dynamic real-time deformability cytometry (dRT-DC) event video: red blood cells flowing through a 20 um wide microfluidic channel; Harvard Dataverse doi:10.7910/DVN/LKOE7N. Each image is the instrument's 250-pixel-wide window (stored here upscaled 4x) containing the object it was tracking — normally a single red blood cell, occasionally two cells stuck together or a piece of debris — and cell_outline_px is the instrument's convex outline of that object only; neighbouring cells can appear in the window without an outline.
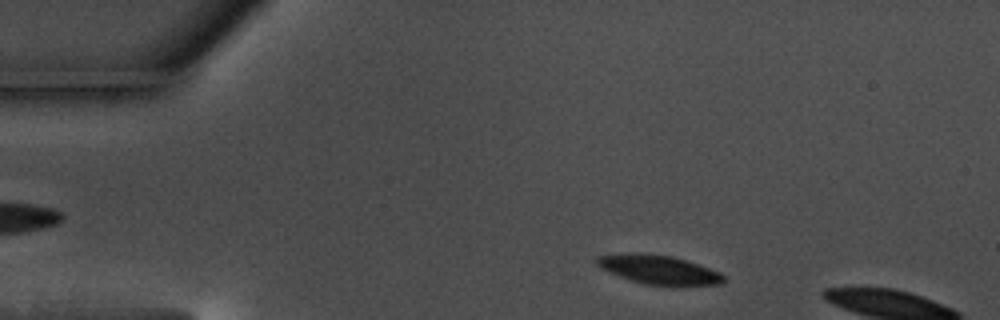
{"species": "common noctule bat (a hibernating species)", "species_latin": "Nyctalus noctula", "temperature_condition": "warm", "stored_images_in_passage": 9, "camera_frame_rate_fps": 3000, "um_per_image_px": 0.085, "animal": {"sex": "male", "body_mass_g": 17.5, "forearm_length_mm": 52.3}, "frame": {"image": 1, "passage_image": 4, "time_ms": 1.0, "image_size_px": [1000, 320], "cell_outline_px": [[728, 280], [724, 284], [644, 284], [628, 280], [600, 268], [592, 260], [596, 256], [636, 252], [640, 252], [672, 256], [720, 272]], "centroid_in_image_um": [55.92, 22.9], "position_along_channel_um": 29.1, "area_um2": 21.21}}